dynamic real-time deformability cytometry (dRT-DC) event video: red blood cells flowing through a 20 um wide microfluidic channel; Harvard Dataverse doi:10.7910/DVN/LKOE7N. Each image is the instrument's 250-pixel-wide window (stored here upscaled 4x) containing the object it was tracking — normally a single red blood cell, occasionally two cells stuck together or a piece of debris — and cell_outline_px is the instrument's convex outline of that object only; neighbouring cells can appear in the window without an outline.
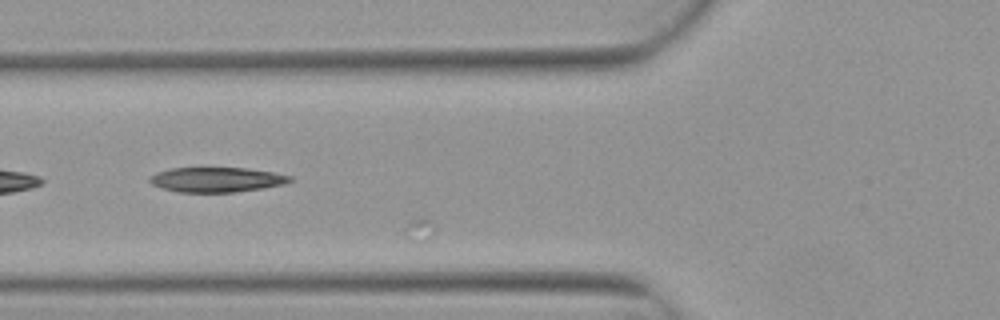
{"species": "Egyptian fruit bat (a non-hibernating species)", "species_latin": "Rousettus aegyptiacus", "temperature_condition": "warm", "stored_images_in_passage": 5, "camera_frame_rate_fps": 3000, "um_per_image_px": 0.085, "animal": {"sex": "female"}, "frame": {"image": 1, "passage_image": 5, "time_ms": 1.333, "image_size_px": [1000, 320], "cell_outline_px": [[292, 180], [284, 184], [264, 188], [236, 192], [180, 192], [164, 188], [152, 184], [148, 180], [148, 176], [156, 172], [172, 168], [248, 168], [272, 172], [292, 176]], "centroid_in_image_um": [18.41, 15.27], "position_along_channel_um": 107.4, "area_um2": 20.29}}